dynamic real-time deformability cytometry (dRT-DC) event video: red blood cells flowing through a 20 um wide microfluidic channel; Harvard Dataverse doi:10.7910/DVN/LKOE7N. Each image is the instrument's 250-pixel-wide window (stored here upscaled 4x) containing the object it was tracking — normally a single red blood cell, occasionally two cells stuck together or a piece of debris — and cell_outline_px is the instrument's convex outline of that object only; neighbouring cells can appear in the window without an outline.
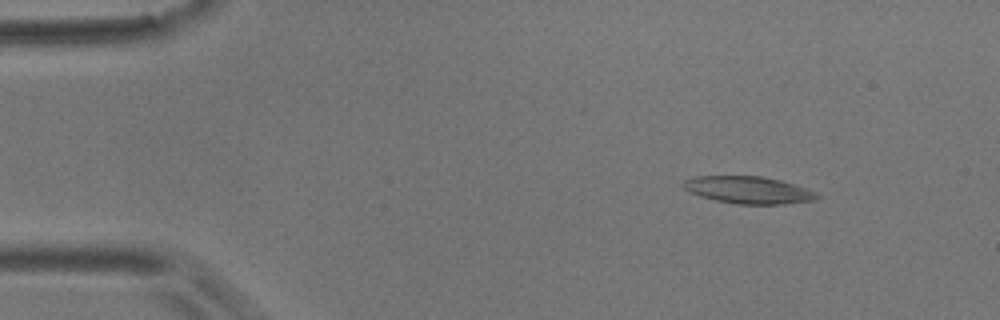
{"species": "common noctule bat (a hibernating species)", "species_latin": "Nyctalus noctula", "temperature_condition": "room temperature", "stored_images_in_passage": 55, "camera_frame_rate_fps": 3000, "um_per_image_px": 0.085, "animal": {"sex": "male", "body_mass_g": 17.9}, "frame": {"image": 1, "passage_image": 6, "time_ms": 1.667, "image_size_px": [1000, 320], "cell_outline_px": [[820, 196], [816, 200], [784, 204], [736, 204], [716, 200], [700, 196], [688, 192], [680, 184], [684, 180], [696, 176], [760, 176], [780, 180], [816, 192]], "centroid_in_image_um": [63.58, 16.15], "position_along_channel_um": 21.4, "area_um2": 21.15}}
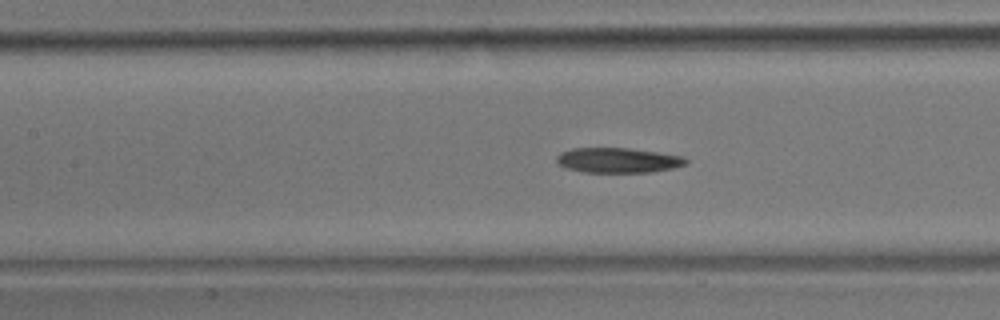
{"frame": {"image": 2, "passage_image": 24, "time_ms": 7.667, "image_size_px": [1000, 320], "cell_outline_px": [[688, 164], [672, 168], [652, 172], [584, 172], [564, 168], [556, 164], [556, 156], [560, 152], [572, 148], [628, 148], [684, 156], [688, 160]], "centroid_in_image_um": [52.49, 13.62], "position_along_channel_um": 154.9, "area_um2": 19.02}}
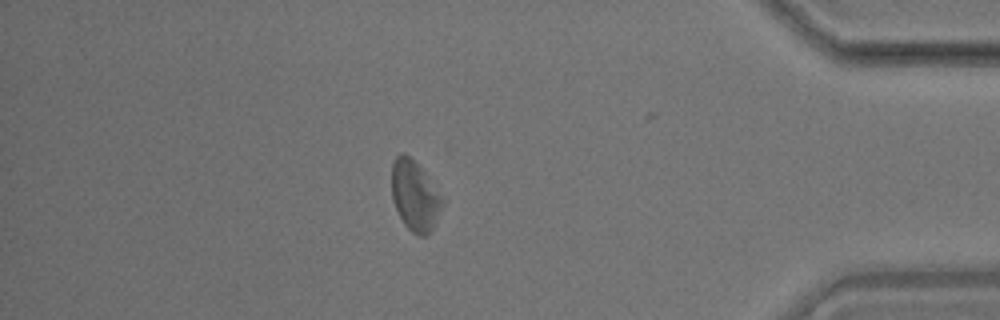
{"frame": {"image": 3, "passage_image": 48, "time_ms": 15.667, "image_size_px": [1000, 320], "cell_outline_px": [[444, 204], [432, 228], [424, 236], [420, 236], [412, 232], [404, 224], [392, 200], [392, 160], [400, 152], [404, 152], [420, 168], [444, 200]], "centroid_in_image_um": [35.23, 16.64], "position_along_channel_um": 400.0, "area_um2": 20.23}, "authors_computed_cell_mechanics": {"area_um2": 20.6346, "velocity_mm_per_s": 3.5329, "shape_relaxation_time_tau1_ms": 4.6361, "shape_relaxation_time_tau2_ms": 10.0043, "deformation_change_tau1": 0.1076, "deformation_change_tau2": 0.2196}}